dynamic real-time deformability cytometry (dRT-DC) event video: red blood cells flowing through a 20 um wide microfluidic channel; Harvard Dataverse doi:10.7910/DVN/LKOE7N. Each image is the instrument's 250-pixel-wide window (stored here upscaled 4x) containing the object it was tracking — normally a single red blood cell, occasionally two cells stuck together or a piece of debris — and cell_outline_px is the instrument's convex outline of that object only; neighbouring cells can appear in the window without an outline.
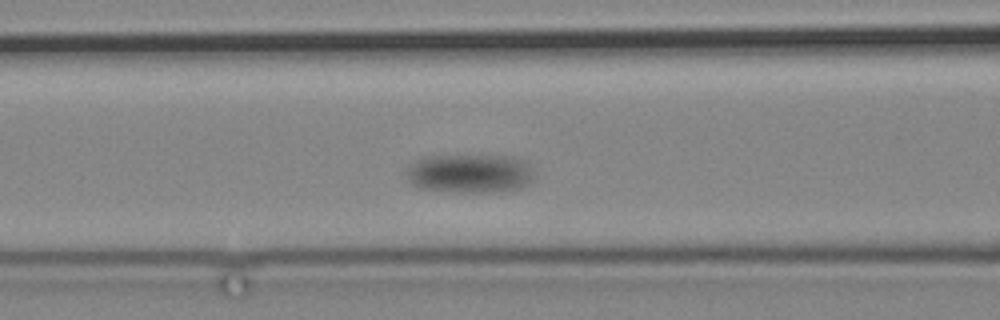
{"species": "common noctule bat (a hibernating species)", "species_latin": "Nyctalus noctula", "temperature_condition": "cold", "stored_images_in_passage": 7, "camera_frame_rate_fps": 3000, "um_per_image_px": 0.085, "animal": {"sex": "male", "body_mass_g": 19.2, "forearm_length_mm": 51.8}, "frame": {"image": 1, "passage_image": 5, "time_ms": 4.667, "image_size_px": [1000, 320], "cell_outline_px": [[532, 180], [528, 184], [520, 188], [496, 192], [452, 192], [420, 188], [412, 184], [408, 180], [404, 172], [408, 164], [424, 156], [512, 156], [524, 160], [532, 176]], "centroid_in_image_um": [39.85, 14.75], "position_along_channel_um": 126.8, "area_um2": 29.07}}
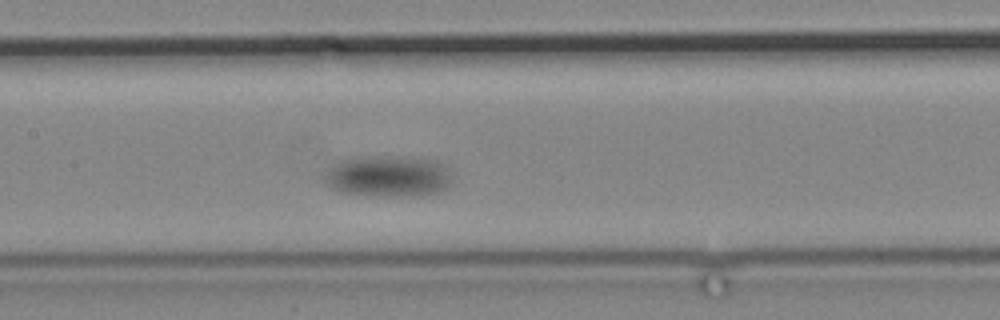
{"frame": {"image": 2, "passage_image": 7, "time_ms": 7.0, "image_size_px": [1000, 320], "cell_outline_px": [[452, 184], [448, 188], [440, 192], [412, 196], [376, 196], [344, 192], [332, 188], [324, 180], [324, 176], [340, 160], [356, 156], [428, 160], [444, 168], [448, 172], [452, 180]], "centroid_in_image_um": [32.97, 15.02], "position_along_channel_um": 174.4, "area_um2": 29.71}}